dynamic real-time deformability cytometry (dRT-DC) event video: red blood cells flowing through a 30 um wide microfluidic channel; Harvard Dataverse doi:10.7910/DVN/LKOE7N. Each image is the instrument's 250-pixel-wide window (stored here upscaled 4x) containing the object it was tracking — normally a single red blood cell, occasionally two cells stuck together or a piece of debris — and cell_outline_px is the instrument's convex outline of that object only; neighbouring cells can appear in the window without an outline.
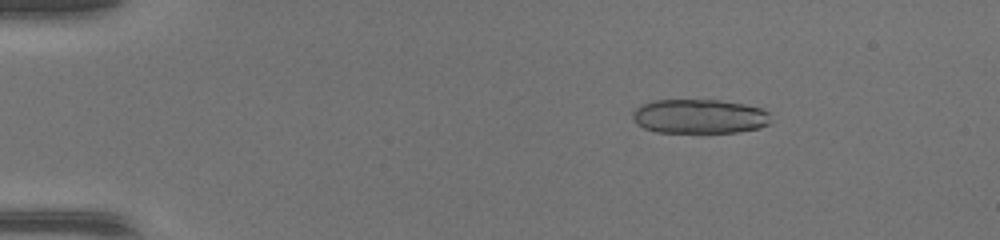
{"species": "common noctule bat (a hibernating species)", "species_latin": "Nyctalus noctula", "temperature_condition": "warm", "stored_images_in_passage": 48, "segment_of_instrument_passage": [1, 2], "camera_frame_rate_fps": 3000, "um_per_image_px": 0.085, "animal": {"sex": "female", "body_mass_g": 17.0, "forearm_length_mm": 48.0}, "frame": {"image": 1, "passage_image": 8, "time_ms": 2.333, "image_size_px": [1000, 240], "cell_outline_px": [[772, 120], [768, 124], [760, 128], [740, 132], [656, 132], [644, 128], [636, 124], [632, 116], [632, 112], [640, 104], [652, 100], [720, 100], [744, 104], [760, 108], [768, 112]], "centroid_in_image_um": [59.44, 9.89], "position_along_channel_um": 25.6, "area_um2": 27.86}}